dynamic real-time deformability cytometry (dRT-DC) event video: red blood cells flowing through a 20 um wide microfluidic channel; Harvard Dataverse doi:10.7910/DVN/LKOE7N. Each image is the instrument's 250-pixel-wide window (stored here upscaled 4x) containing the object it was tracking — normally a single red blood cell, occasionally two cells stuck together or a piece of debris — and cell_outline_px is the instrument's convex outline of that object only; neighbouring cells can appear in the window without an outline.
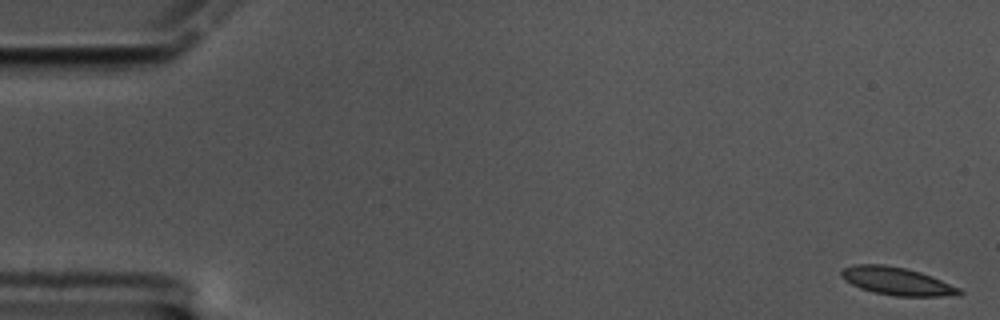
{"species": "common noctule bat (a hibernating species)", "species_latin": "Nyctalus noctula", "temperature_condition": "cold", "stored_images_in_passage": 59, "camera_frame_rate_fps": 3000, "um_per_image_px": 0.085, "animal": {"sex": "male", "body_mass_g": 17.5, "forearm_length_mm": 52.3}, "frame": {"image": 1, "passage_image": 1, "time_ms": 0.0, "image_size_px": [1000, 320], "cell_outline_px": [[964, 292], [960, 296], [896, 296], [876, 292], [860, 288], [844, 280], [840, 276], [840, 272], [844, 268], [852, 264], [884, 264], [904, 268], [920, 272], [932, 276], [960, 288]], "centroid_in_image_um": [76.26, 23.9], "position_along_channel_um": 8.7, "area_um2": 19.19}}
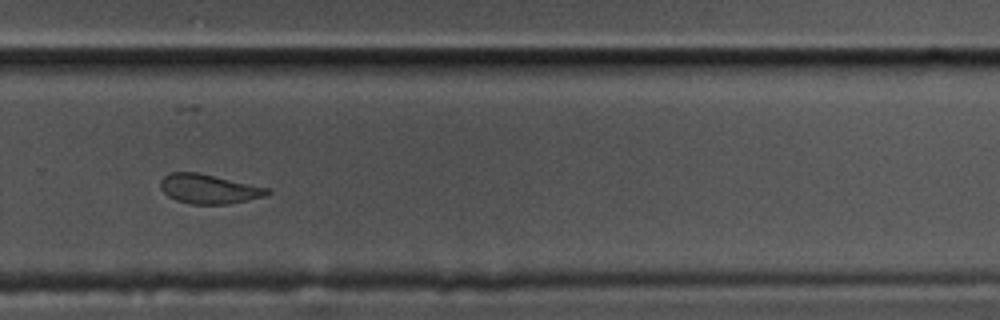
{"frame": {"image": 2, "passage_image": 40, "time_ms": 13.0, "image_size_px": [1000, 320], "cell_outline_px": [[272, 192], [264, 196], [228, 204], [192, 204], [176, 200], [168, 196], [160, 188], [160, 180], [168, 172], [196, 172], [272, 188]], "centroid_in_image_um": [17.76, 16.05], "position_along_channel_um": 312.0, "area_um2": 18.38}}
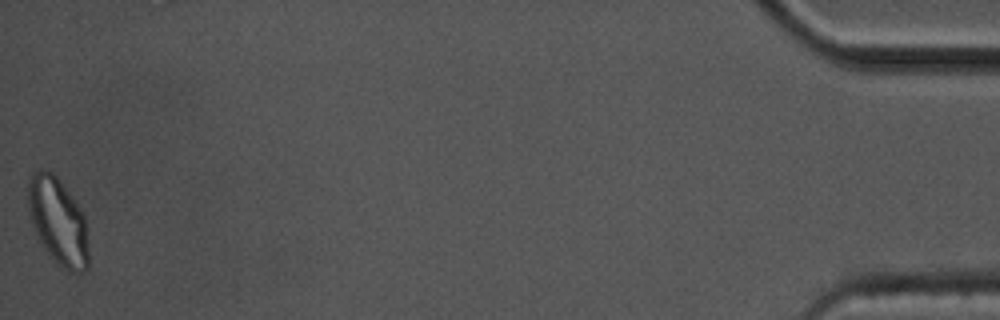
{"frame": {"image": 3, "passage_image": 59, "time_ms": 19.333, "image_size_px": [1000, 320], "cell_outline_px": [[88, 268], [80, 272], [68, 272], [44, 248], [36, 236], [28, 208], [28, 176], [32, 172], [44, 168], [52, 172], [60, 180], [84, 216], [88, 232]], "centroid_in_image_um": [4.92, 18.78], "position_along_channel_um": 430.3, "area_um2": 30.52}, "authors_computed_cell_mechanics": {"area_um2": 19.2474, "velocity_mm_per_s": 3.3855, "shape_relaxation_time_tau1_ms": 6.2704, "shape_relaxation_time_tau2_ms": 1.657, "deformation_change_tau1": 0.1401, "deformation_change_tau2": 0.0779}}